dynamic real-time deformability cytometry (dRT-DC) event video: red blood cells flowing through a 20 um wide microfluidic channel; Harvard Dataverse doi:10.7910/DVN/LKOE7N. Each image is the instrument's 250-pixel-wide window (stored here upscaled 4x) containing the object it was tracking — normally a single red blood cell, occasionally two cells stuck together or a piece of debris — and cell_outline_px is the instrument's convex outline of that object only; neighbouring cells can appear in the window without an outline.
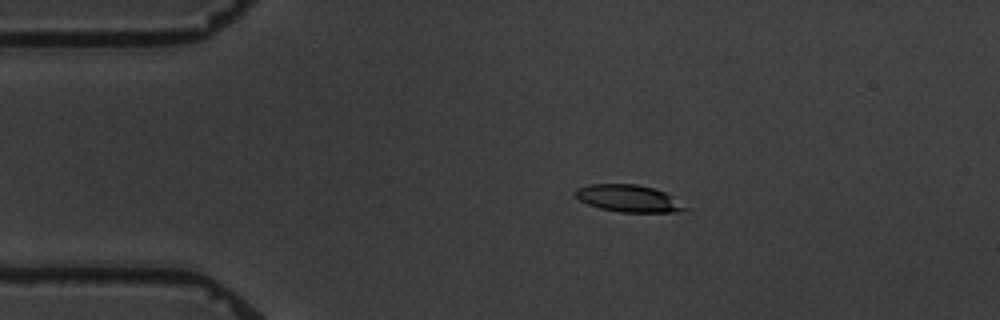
{"species": "common noctule bat (a hibernating species)", "species_latin": "Nyctalus noctula", "temperature_condition": "warm", "stored_images_in_passage": 7, "camera_frame_rate_fps": 3000, "um_per_image_px": 0.085, "animal": {"sex": "male", "body_mass_g": 19.5, "forearm_length_mm": 54.6}, "frame": {"image": 1, "passage_image": 3, "time_ms": 2.333, "image_size_px": [1000, 320], "cell_outline_px": [[692, 208], [676, 212], [620, 212], [600, 208], [588, 204], [580, 200], [576, 196], [576, 188], [588, 184], [636, 184], [656, 188], [664, 192]], "centroid_in_image_um": [53.47, 16.86], "position_along_channel_um": 31.5, "area_um2": 17.4}}
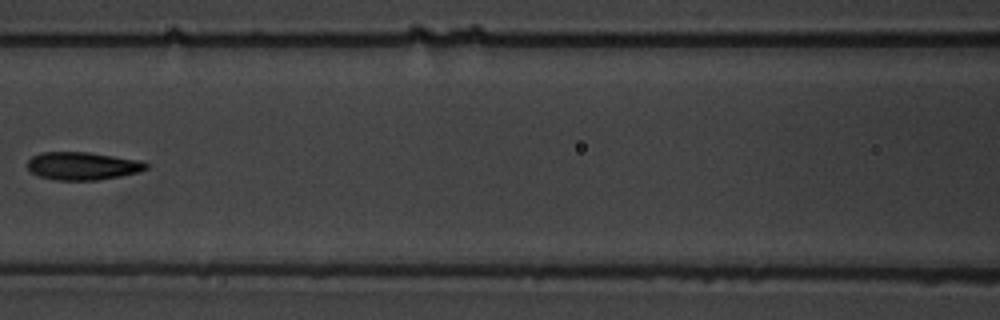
{"frame": {"image": 2, "passage_image": 7, "time_ms": 7.333, "image_size_px": [1000, 320], "cell_outline_px": [[148, 168], [136, 172], [120, 176], [96, 180], [56, 180], [40, 176], [32, 172], [28, 168], [28, 160], [32, 156], [40, 152], [88, 152], [140, 160], [148, 164]], "centroid_in_image_um": [7.0, 14.09], "position_along_channel_um": 159.6, "area_um2": 19.13}}